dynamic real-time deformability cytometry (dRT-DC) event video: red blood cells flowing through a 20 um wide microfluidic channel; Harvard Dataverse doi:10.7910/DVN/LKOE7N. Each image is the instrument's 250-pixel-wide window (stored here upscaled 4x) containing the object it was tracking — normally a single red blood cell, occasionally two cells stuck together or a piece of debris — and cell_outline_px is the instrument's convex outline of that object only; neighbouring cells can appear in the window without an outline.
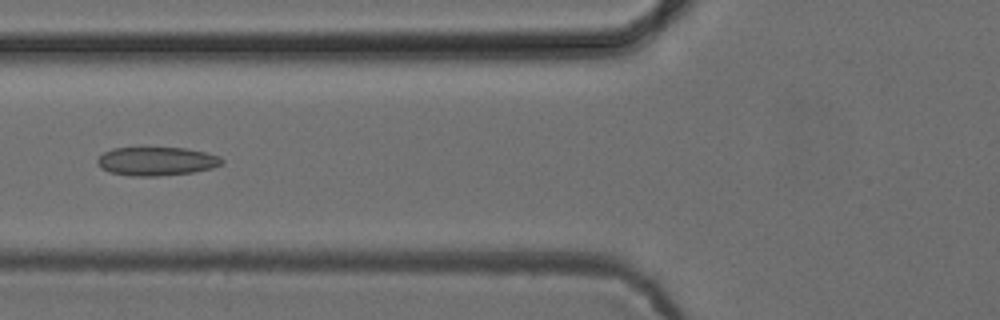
{"species": "common noctule bat (a hibernating species)", "species_latin": "Nyctalus noctula", "temperature_condition": "cold", "stored_images_in_passage": 52, "camera_frame_rate_fps": 3000, "um_per_image_px": 0.085, "animal": {"sex": "female", "body_mass_g": 24.6, "forearm_length_mm": 56.2}, "frame": {"image": 1, "passage_image": 20, "time_ms": 6.333, "image_size_px": [1000, 320], "cell_outline_px": [[224, 164], [212, 168], [192, 172], [156, 176], [132, 176], [108, 172], [100, 168], [96, 160], [104, 152], [112, 148], [184, 148], [204, 152], [220, 156], [224, 160]], "centroid_in_image_um": [13.3, 13.71], "position_along_channel_um": 112.5, "area_um2": 20.75}}
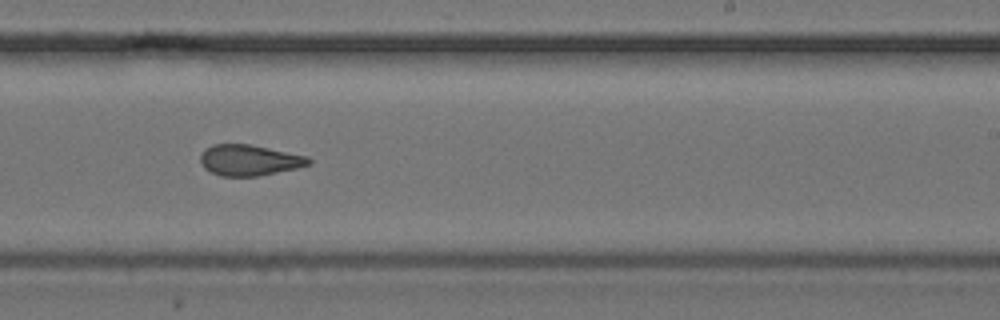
{"frame": {"image": 2, "passage_image": 32, "time_ms": 10.333, "image_size_px": [1000, 320], "cell_outline_px": [[312, 164], [296, 168], [256, 176], [220, 176], [204, 168], [200, 164], [200, 156], [204, 148], [212, 144], [252, 144], [308, 156], [312, 160]], "centroid_in_image_um": [21.18, 13.6], "position_along_channel_um": 267.8, "area_um2": 19.65}}
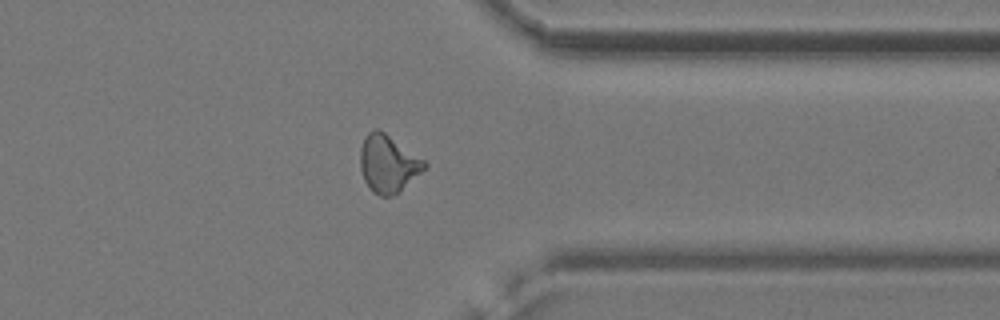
{"frame": {"image": 3, "passage_image": 41, "time_ms": 13.333, "image_size_px": [1000, 320], "cell_outline_px": [[428, 164], [420, 172], [392, 196], [380, 196], [372, 192], [364, 180], [360, 168], [360, 148], [368, 132], [376, 128], [384, 132], [424, 160]], "centroid_in_image_um": [32.94, 13.91], "position_along_channel_um": 378.5, "area_um2": 20.92}, "authors_computed_cell_mechanics": {"area_um2": 20.8658, "velocity_mm_per_s": 3.88, "shape_relaxation_time_tau1_ms": null, "shape_relaxation_time_tau2_ms": 1.5547, "deformation_change_tau1": null, "deformation_change_tau2": 0.0871}}